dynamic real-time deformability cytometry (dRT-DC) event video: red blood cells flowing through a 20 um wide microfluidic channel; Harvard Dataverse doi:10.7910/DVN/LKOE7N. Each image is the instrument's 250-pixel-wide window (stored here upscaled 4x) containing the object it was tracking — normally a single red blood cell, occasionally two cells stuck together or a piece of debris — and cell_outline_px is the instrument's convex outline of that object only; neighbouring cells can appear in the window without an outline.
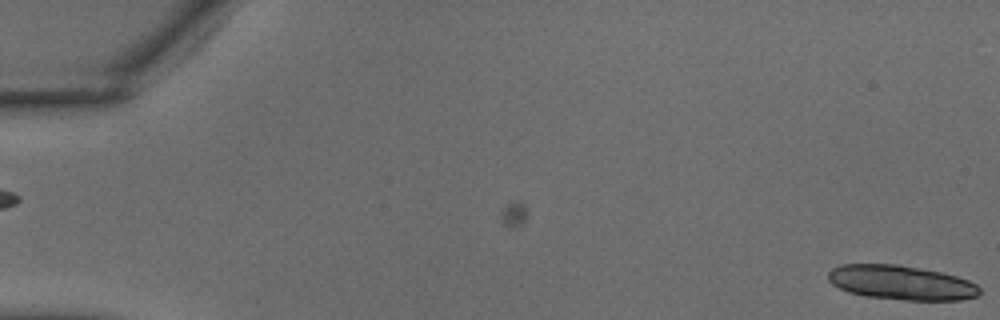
{"species": "common noctule bat (a hibernating species)", "species_latin": "Nyctalus noctula", "temperature_condition": "warm", "stored_images_in_passage": 11, "camera_frame_rate_fps": 3000, "um_per_image_px": 0.085, "animal": {"sex": "male", "body_mass_g": 18.8}, "frame": {"image": 1, "passage_image": 11, "time_ms": 3.333, "image_size_px": [1000, 320], "cell_outline_px": [[980, 292], [976, 296], [960, 300], [904, 300], [868, 296], [848, 292], [832, 284], [828, 280], [828, 272], [832, 268], [840, 264], [900, 264], [940, 272], [956, 276], [968, 280], [976, 284], [980, 288]], "centroid_in_image_um": [76.58, 24.01], "position_along_channel_um": 8.4, "area_um2": 30.35}}